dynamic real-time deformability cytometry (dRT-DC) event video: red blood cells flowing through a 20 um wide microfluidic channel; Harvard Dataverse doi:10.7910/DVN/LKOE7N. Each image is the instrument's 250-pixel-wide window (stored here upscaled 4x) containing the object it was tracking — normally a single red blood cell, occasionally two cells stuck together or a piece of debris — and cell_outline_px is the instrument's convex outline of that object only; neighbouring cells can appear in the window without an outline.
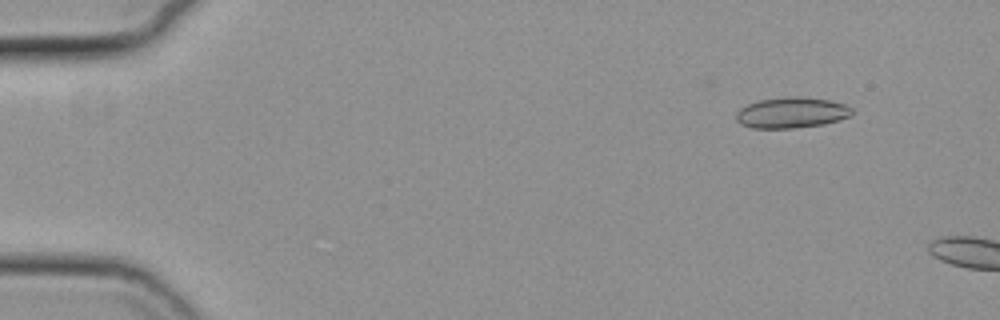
{"species": "common noctule bat (a hibernating species)", "species_latin": "Nyctalus noctula", "temperature_condition": "cold", "stored_images_in_passage": 10, "camera_frame_rate_fps": 3000, "um_per_image_px": 0.085, "animal": {"sex": "female", "body_mass_g": 19.3, "forearm_length_mm": 54.1}, "frame": {"image": 1, "passage_image": 1, "time_ms": 0.0, "image_size_px": [1000, 320], "cell_outline_px": [[852, 116], [824, 124], [792, 128], [752, 128], [740, 124], [736, 120], [736, 112], [740, 108], [748, 104], [760, 100], [788, 96], [800, 96], [828, 100], [844, 104], [852, 108]], "centroid_in_image_um": [67.27, 9.57], "position_along_channel_um": 17.7, "area_um2": 20.81}}